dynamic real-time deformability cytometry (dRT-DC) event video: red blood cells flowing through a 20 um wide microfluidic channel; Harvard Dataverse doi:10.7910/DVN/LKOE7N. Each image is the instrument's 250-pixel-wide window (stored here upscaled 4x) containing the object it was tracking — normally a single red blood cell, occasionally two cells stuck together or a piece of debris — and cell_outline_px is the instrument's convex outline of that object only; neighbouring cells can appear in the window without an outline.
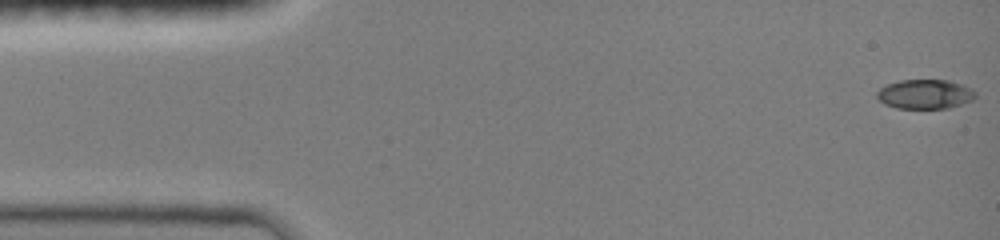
{"species": "common noctule bat (a hibernating species)", "species_latin": "Nyctalus noctula", "temperature_condition": "room temperature", "stored_images_in_passage": 34, "camera_frame_rate_fps": 3000, "um_per_image_px": 0.085, "animal": {"sex": "female", "body_mass_g": 19.0, "forearm_length_mm": 51.5}, "frame": {"image": 1, "passage_image": 1, "time_ms": 0.0, "image_size_px": [1000, 240], "cell_outline_px": [[976, 96], [972, 100], [948, 108], [896, 108], [884, 104], [876, 96], [876, 92], [880, 88], [888, 84], [900, 80], [948, 80], [972, 88], [976, 92]], "centroid_in_image_um": [78.62, 8.0], "position_along_channel_um": 6.4, "area_um2": 16.82}}
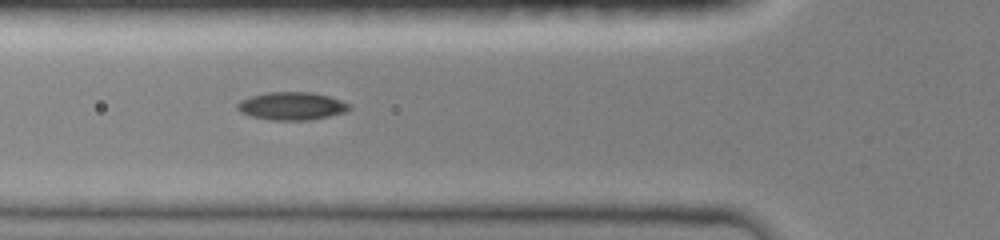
{"frame": {"image": 2, "passage_image": 24, "time_ms": 5.333, "image_size_px": [1000, 240], "cell_outline_px": [[352, 108], [344, 112], [328, 116], [308, 120], [272, 120], [252, 116], [240, 112], [236, 108], [236, 104], [240, 100], [252, 96], [268, 92], [312, 92], [328, 96], [352, 104]], "centroid_in_image_um": [24.8, 9.01], "position_along_channel_um": 101.0, "area_um2": 18.15}}
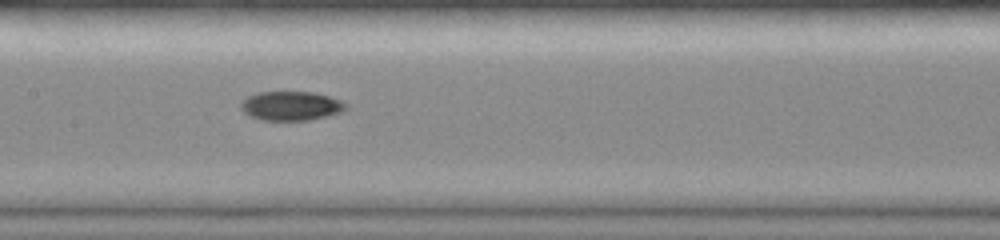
{"frame": {"image": 3, "passage_image": 33, "time_ms": 7.333, "image_size_px": [1000, 240], "cell_outline_px": [[348, 108], [340, 112], [328, 116], [312, 120], [264, 120], [252, 116], [244, 112], [240, 108], [240, 104], [248, 96], [260, 92], [312, 92], [328, 96], [340, 100], [348, 104]], "centroid_in_image_um": [24.77, 9.0], "position_along_channel_um": 182.6, "area_um2": 17.74}}